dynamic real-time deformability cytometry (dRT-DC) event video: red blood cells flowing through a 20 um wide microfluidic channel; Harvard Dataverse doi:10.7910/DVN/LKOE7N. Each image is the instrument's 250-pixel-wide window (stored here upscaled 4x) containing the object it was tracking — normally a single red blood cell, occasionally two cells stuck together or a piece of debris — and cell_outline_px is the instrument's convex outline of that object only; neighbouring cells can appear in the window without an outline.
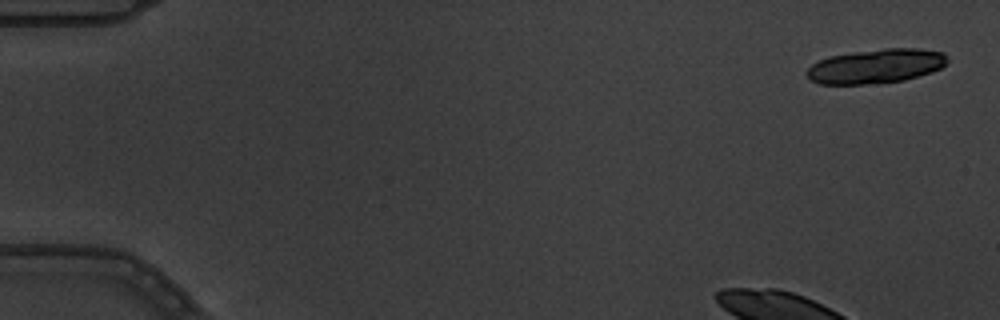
{"species": "common noctule bat (a hibernating species)", "species_latin": "Nyctalus noctula", "temperature_condition": "warm", "stored_images_in_passage": 6, "camera_frame_rate_fps": 3000, "um_per_image_px": 0.085, "animal": {"sex": "male", "body_mass_g": 19.5, "forearm_length_mm": 54.6}, "frame": {"image": 1, "passage_image": 1, "time_ms": 0.0, "image_size_px": [1000, 320], "cell_outline_px": [[948, 60], [940, 68], [932, 72], [904, 80], [880, 84], [820, 84], [812, 80], [804, 72], [812, 64], [828, 56], [884, 48], [916, 48], [944, 52]], "centroid_in_image_um": [74.45, 5.63], "position_along_channel_um": 10.5, "area_um2": 28.15}}